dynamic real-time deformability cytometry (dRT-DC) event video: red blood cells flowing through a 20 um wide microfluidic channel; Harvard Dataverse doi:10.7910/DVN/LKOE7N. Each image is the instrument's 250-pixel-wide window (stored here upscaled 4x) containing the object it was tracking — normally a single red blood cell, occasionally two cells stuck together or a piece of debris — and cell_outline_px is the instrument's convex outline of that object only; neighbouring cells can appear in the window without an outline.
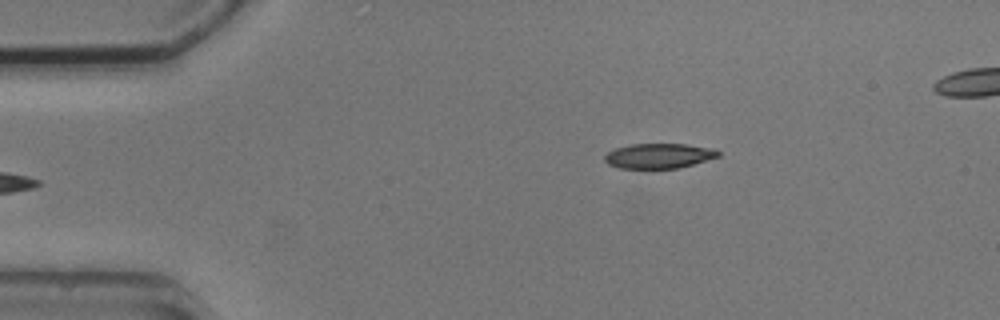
{"species": "common noctule bat (a hibernating species)", "species_latin": "Nyctalus noctula", "temperature_condition": "cold", "stored_images_in_passage": 6, "camera_frame_rate_fps": 3000, "um_per_image_px": 0.085, "animal": {"sex": "male", "body_mass_g": 20.5, "forearm_length_mm": 52.5}, "frame": {"image": 1, "passage_image": 6, "time_ms": 5.667, "image_size_px": [1000, 320], "cell_outline_px": [[720, 156], [680, 168], [620, 168], [608, 164], [604, 160], [604, 156], [608, 152], [616, 148], [632, 144], [688, 144], [716, 148], [720, 152]], "centroid_in_image_um": [56.05, 13.24], "position_along_channel_um": 29.0, "area_um2": 16.59}}